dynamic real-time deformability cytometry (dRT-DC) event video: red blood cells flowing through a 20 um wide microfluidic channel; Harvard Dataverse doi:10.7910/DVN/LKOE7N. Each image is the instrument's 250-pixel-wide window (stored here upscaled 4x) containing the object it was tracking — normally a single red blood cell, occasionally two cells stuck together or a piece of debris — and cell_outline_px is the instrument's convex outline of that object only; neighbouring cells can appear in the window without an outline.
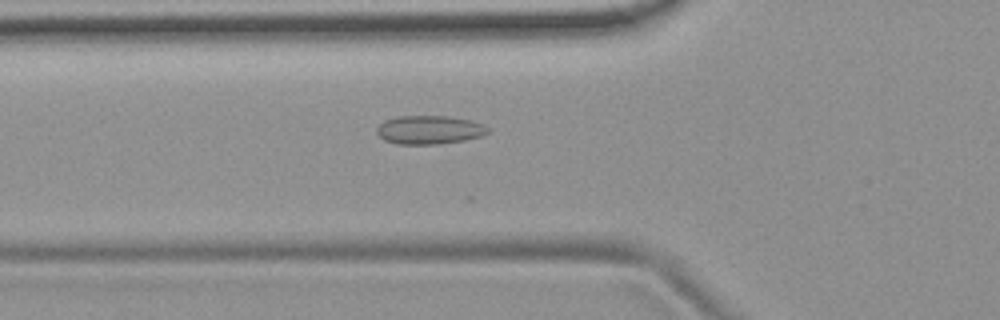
{"species": "common noctule bat (a hibernating species)", "species_latin": "Nyctalus noctula", "temperature_condition": "room temperature", "stored_images_in_passage": 47, "camera_frame_rate_fps": 3000, "um_per_image_px": 0.085, "animal": {"sex": "female", "body_mass_g": 19.9}, "frame": {"image": 1, "passage_image": 17, "time_ms": 5.333, "image_size_px": [1000, 320], "cell_outline_px": [[488, 132], [484, 136], [464, 140], [440, 144], [396, 144], [384, 140], [376, 132], [376, 128], [384, 120], [396, 116], [448, 116], [472, 120], [484, 124], [488, 128]], "centroid_in_image_um": [36.5, 11.03], "position_along_channel_um": 89.3, "area_um2": 18.73}}
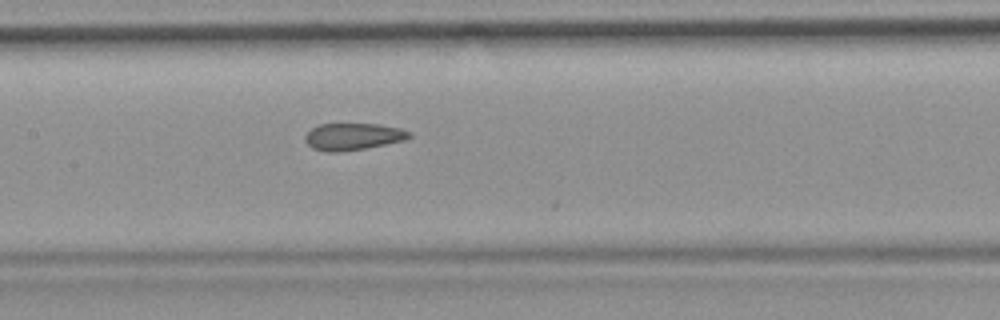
{"frame": {"image": 2, "passage_image": 24, "time_ms": 7.667, "image_size_px": [1000, 320], "cell_outline_px": [[412, 136], [404, 140], [364, 148], [336, 152], [324, 152], [312, 148], [304, 140], [304, 136], [312, 128], [320, 124], [380, 124], [400, 128], [412, 132]], "centroid_in_image_um": [29.99, 11.6], "position_along_channel_um": 177.4, "area_um2": 16.3}}
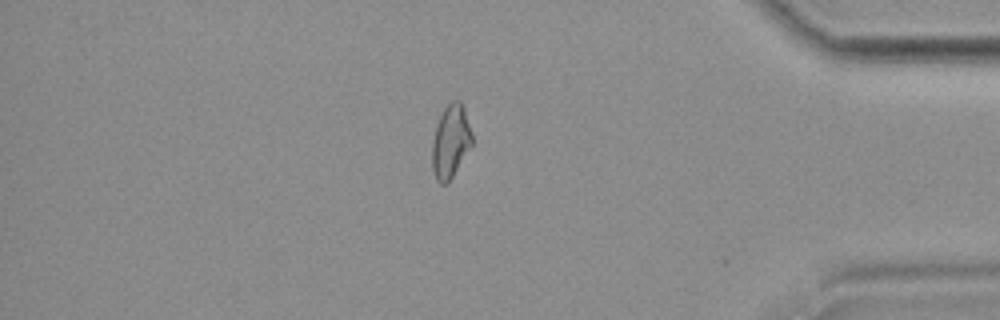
{"frame": {"image": 3, "passage_image": 44, "time_ms": 14.333, "image_size_px": [1000, 320], "cell_outline_px": [[472, 144], [448, 184], [440, 184], [436, 180], [432, 168], [432, 140], [436, 124], [444, 108], [452, 100], [460, 100], [464, 108], [472, 132]], "centroid_in_image_um": [38.29, 12.03], "position_along_channel_um": 396.9, "area_um2": 17.11}}